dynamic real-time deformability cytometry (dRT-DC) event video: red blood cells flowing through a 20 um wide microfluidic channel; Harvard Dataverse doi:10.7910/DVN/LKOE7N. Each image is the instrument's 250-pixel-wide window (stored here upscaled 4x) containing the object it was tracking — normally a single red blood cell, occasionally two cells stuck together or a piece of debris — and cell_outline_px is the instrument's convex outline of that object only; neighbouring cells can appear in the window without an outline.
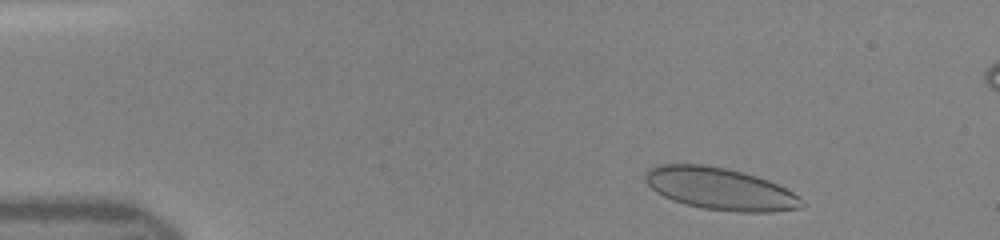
{"species": "human", "species_latin": "Homo sapiens", "temperature_condition": "room temperature", "stored_images_in_passage": 36, "camera_frame_rate_fps": 3000, "um_per_image_px": 0.085, "donor": {"sex": "female"}, "frame": {"image": 1, "passage_image": 3, "time_ms": 0.667, "image_size_px": [1000, 240], "cell_outline_px": [[804, 204], [800, 208], [772, 212], [736, 212], [704, 208], [684, 204], [672, 200], [656, 192], [644, 180], [644, 172], [648, 168], [660, 164], [704, 164], [728, 168], [744, 172], [768, 180], [800, 196], [804, 200]], "centroid_in_image_um": [61.19, 16.04], "position_along_channel_um": 23.8, "area_um2": 38.61}}
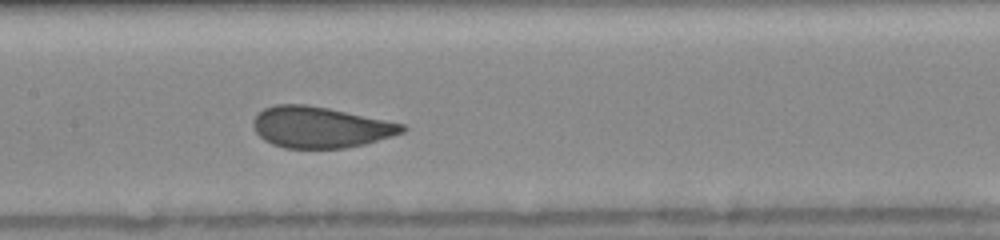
{"frame": {"image": 2, "passage_image": 20, "time_ms": 6.333, "image_size_px": [1000, 240], "cell_outline_px": [[408, 128], [404, 132], [392, 136], [364, 144], [344, 148], [284, 148], [272, 144], [264, 140], [256, 132], [252, 124], [252, 120], [264, 108], [276, 104], [304, 104], [328, 108], [404, 124]], "centroid_in_image_um": [27.21, 10.82], "position_along_channel_um": 180.2, "area_um2": 35.55}}
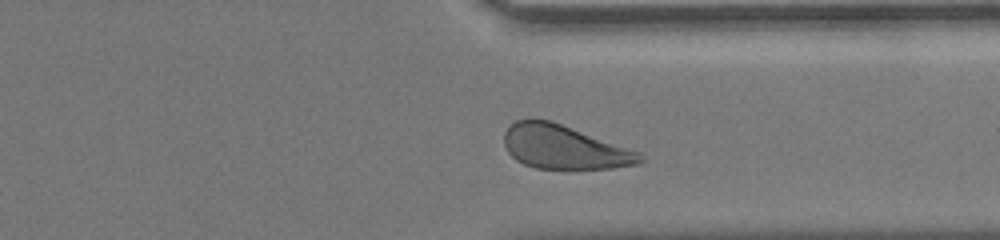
{"frame": {"image": 3, "passage_image": 33, "time_ms": 10.667, "image_size_px": [1000, 240], "cell_outline_px": [[644, 160], [640, 164], [612, 168], [536, 168], [524, 164], [516, 160], [508, 152], [504, 144], [504, 132], [516, 120], [552, 120], [640, 152], [644, 156]], "centroid_in_image_um": [47.98, 12.51], "position_along_channel_um": 363.4, "area_um2": 34.51}}